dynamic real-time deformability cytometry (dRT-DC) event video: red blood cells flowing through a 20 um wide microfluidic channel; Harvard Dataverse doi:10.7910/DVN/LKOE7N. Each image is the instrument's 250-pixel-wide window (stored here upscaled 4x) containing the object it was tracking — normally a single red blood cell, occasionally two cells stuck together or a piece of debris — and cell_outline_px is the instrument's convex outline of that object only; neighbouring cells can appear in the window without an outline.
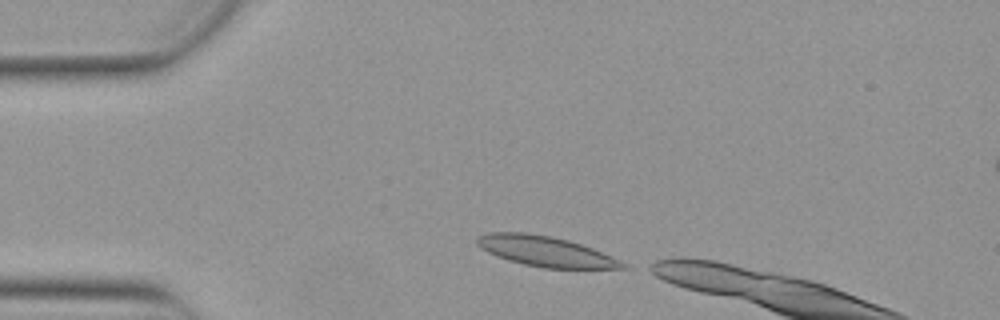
{"species": "Egyptian fruit bat (a non-hibernating species)", "species_latin": "Rousettus aegyptiacus", "temperature_condition": "warm", "stored_images_in_passage": 5, "camera_frame_rate_fps": 3000, "um_per_image_px": 0.085, "animal": {"sex": "female"}, "frame": {"image": 1, "passage_image": 1, "time_ms": 0.0, "image_size_px": [1000, 320], "cell_outline_px": [[628, 268], [544, 268], [524, 264], [508, 260], [496, 256], [480, 248], [476, 244], [476, 236], [488, 232], [524, 232], [552, 236], [568, 240], [592, 248], [620, 260], [628, 264]], "centroid_in_image_um": [46.32, 21.35], "position_along_channel_um": 38.7, "area_um2": 25.66}}